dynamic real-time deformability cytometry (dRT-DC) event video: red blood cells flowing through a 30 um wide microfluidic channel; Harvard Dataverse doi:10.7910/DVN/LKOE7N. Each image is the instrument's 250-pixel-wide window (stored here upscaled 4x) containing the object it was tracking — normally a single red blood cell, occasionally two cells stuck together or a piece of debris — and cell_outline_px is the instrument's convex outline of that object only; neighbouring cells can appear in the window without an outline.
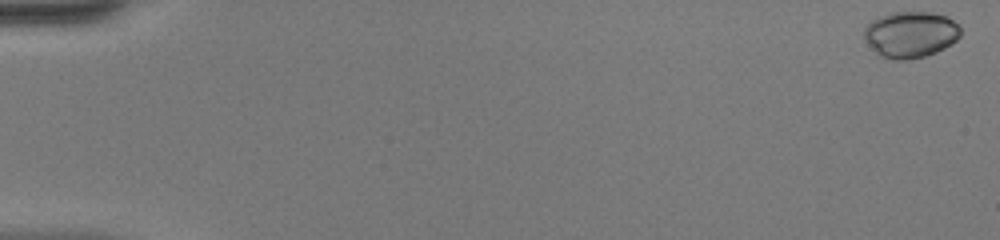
{"species": "common noctule bat (a hibernating species)", "species_latin": "Nyctalus noctula", "temperature_condition": "warm", "stored_images_in_passage": 51, "camera_frame_rate_fps": 3000, "um_per_image_px": 0.085, "animal": {"sex": "female", "body_mass_g": 20.0, "forearm_length_mm": 54.0}, "frame": {"image": 1, "passage_image": 1, "time_ms": 0.0, "image_size_px": [1000, 240], "cell_outline_px": [[960, 36], [952, 44], [936, 52], [924, 56], [908, 60], [892, 60], [876, 56], [864, 40], [864, 28], [872, 20], [880, 16], [892, 12], [928, 12], [948, 16], [960, 28]], "centroid_in_image_um": [77.35, 2.95], "position_along_channel_um": 7.7, "area_um2": 26.36}}
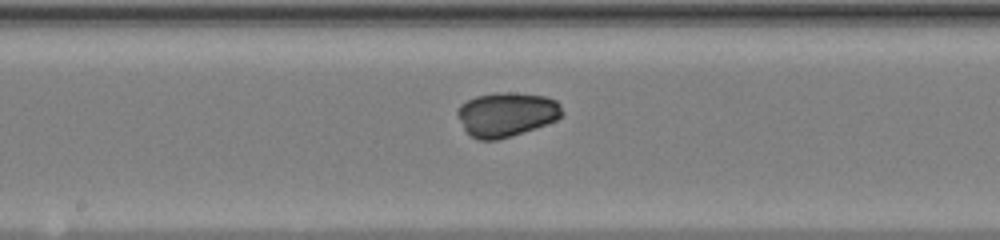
{"frame": {"image": 2, "passage_image": 28, "time_ms": 9.0, "image_size_px": [1000, 240], "cell_outline_px": [[564, 112], [556, 120], [496, 140], [476, 140], [464, 128], [456, 112], [460, 104], [476, 96], [496, 92], [508, 92], [544, 96], [556, 100], [560, 104]], "centroid_in_image_um": [43.03, 9.7], "position_along_channel_um": 205.2, "area_um2": 26.59}}
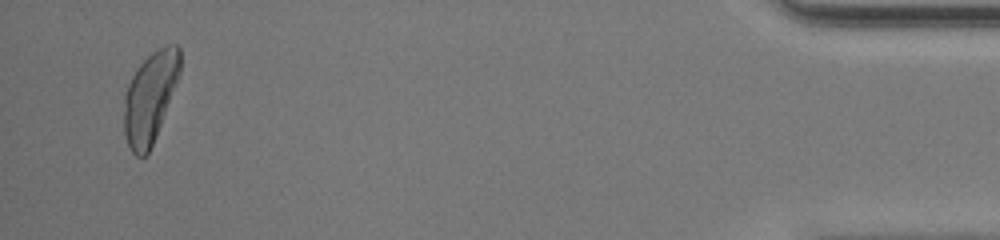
{"frame": {"image": 3, "passage_image": 49, "time_ms": 16.0, "image_size_px": [1000, 240], "cell_outline_px": [[180, 72], [176, 84], [156, 136], [148, 152], [144, 156], [136, 156], [132, 152], [124, 136], [124, 96], [128, 84], [132, 76], [140, 64], [156, 48], [168, 44], [176, 44], [180, 48]], "centroid_in_image_um": [12.75, 8.25], "position_along_channel_um": 422.5, "area_um2": 29.42}, "authors_computed_cell_mechanics": {"area_um2": 26.588, "velocity_mm_per_s": 4.1573, "shape_relaxation_time_tau1_ms": 2.1227, "shape_relaxation_time_tau2_ms": 10.3201, "deformation_change_tau1": 0.1097, "deformation_change_tau2": 0.1285}}